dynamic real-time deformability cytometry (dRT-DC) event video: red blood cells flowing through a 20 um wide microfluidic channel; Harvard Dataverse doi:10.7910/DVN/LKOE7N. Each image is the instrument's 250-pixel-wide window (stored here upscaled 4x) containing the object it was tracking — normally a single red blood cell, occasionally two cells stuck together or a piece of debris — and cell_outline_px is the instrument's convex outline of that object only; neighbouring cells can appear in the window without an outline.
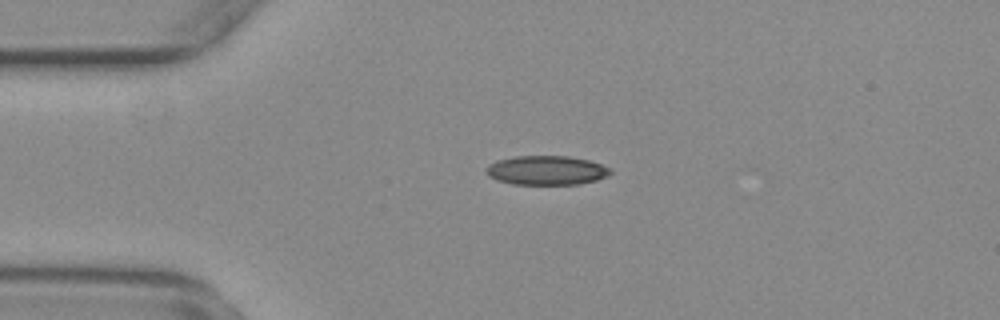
{"species": "common noctule bat (a hibernating species)", "species_latin": "Nyctalus noctula", "temperature_condition": "warm", "stored_images_in_passage": 43, "camera_frame_rate_fps": 3000, "um_per_image_px": 0.085, "animal": {"sex": "female", "body_mass_g": 29.2, "forearm_length_mm": 56.3}, "frame": {"image": 1, "passage_image": 1, "time_ms": 0.0, "image_size_px": [1000, 320], "cell_outline_px": [[612, 172], [608, 176], [596, 180], [580, 184], [512, 184], [496, 180], [488, 176], [488, 164], [496, 160], [516, 156], [568, 156], [588, 160], [612, 168]], "centroid_in_image_um": [46.47, 14.48], "position_along_channel_um": 38.5, "area_um2": 21.15}}
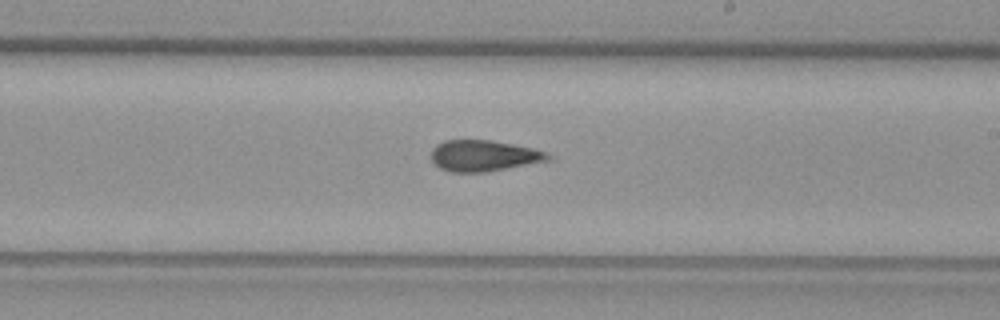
{"frame": {"image": 2, "passage_image": 20, "time_ms": 6.333, "image_size_px": [1000, 320], "cell_outline_px": [[556, 160], [488, 172], [452, 172], [440, 168], [432, 160], [432, 148], [436, 144], [444, 140], [492, 140], [532, 148], [544, 152], [552, 156]], "centroid_in_image_um": [41.18, 13.25], "position_along_channel_um": 247.8, "area_um2": 21.44}}
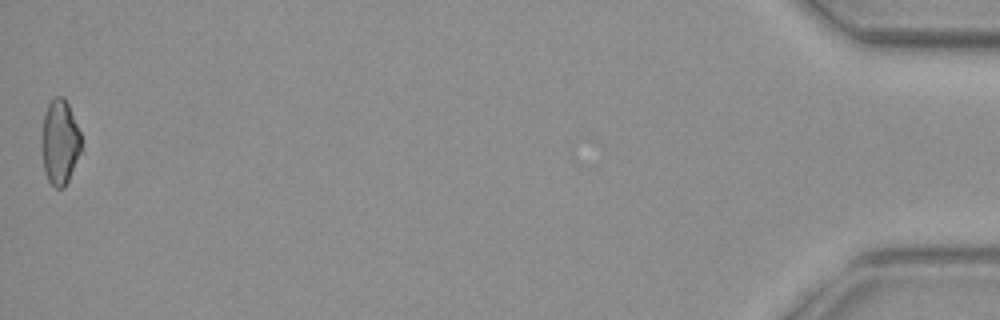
{"frame": {"image": 3, "passage_image": 43, "time_ms": 14.0, "image_size_px": [1000, 320], "cell_outline_px": [[80, 152], [68, 180], [64, 188], [56, 188], [48, 180], [44, 168], [40, 144], [40, 136], [44, 112], [48, 104], [56, 96], [64, 96], [68, 104], [80, 132]], "centroid_in_image_um": [5.04, 12.05], "position_along_channel_um": 430.2, "area_um2": 19.59}, "authors_computed_cell_mechanics": {"area_um2": 21.5016, "velocity_mm_per_s": 3.7486, "shape_relaxation_time_tau1_ms": null, "shape_relaxation_time_tau2_ms": 5.1662, "deformation_change_tau1": null, "deformation_change_tau2": 0.1577}}